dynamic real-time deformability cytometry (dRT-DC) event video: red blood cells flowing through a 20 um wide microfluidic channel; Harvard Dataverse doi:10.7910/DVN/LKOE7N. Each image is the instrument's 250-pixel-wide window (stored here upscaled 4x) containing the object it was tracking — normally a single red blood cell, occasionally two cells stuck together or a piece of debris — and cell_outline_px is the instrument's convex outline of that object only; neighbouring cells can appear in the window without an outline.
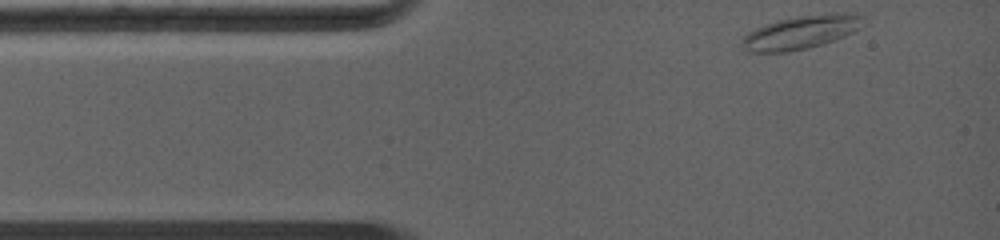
{"species": "common noctule bat (a hibernating species)", "species_latin": "Nyctalus noctula", "temperature_condition": "warm", "stored_images_in_passage": 54, "camera_frame_rate_fps": 5000, "um_per_image_px": 0.085, "animal": {"sex": "female", "body_mass_g": 19.0, "forearm_length_mm": 56.7}, "frame": {"image": 1, "passage_image": 1, "time_ms": 0.0, "image_size_px": [1000, 240], "cell_outline_px": [[868, 24], [844, 36], [808, 48], [788, 52], [744, 52], [740, 44], [740, 40], [748, 32], [764, 24], [776, 20], [796, 16], [832, 12], [856, 12], [864, 16]], "centroid_in_image_um": [68.12, 2.71], "position_along_channel_um": 16.9, "area_um2": 24.33}}
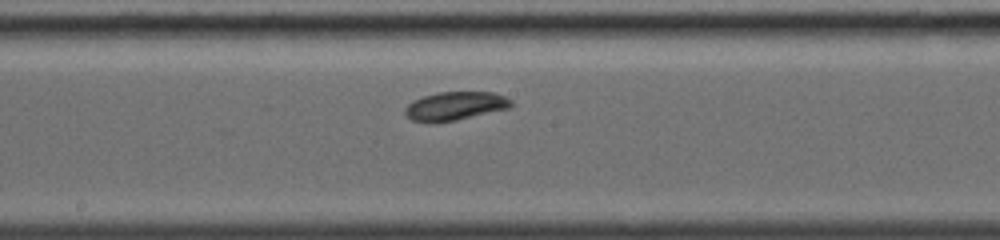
{"frame": {"image": 2, "passage_image": 28, "time_ms": 5.4, "image_size_px": [1000, 240], "cell_outline_px": [[512, 108], [456, 120], [412, 120], [404, 112], [404, 108], [412, 100], [436, 92], [492, 92], [504, 96], [512, 100]], "centroid_in_image_um": [38.75, 8.97], "position_along_channel_um": 209.5, "area_um2": 17.28}}
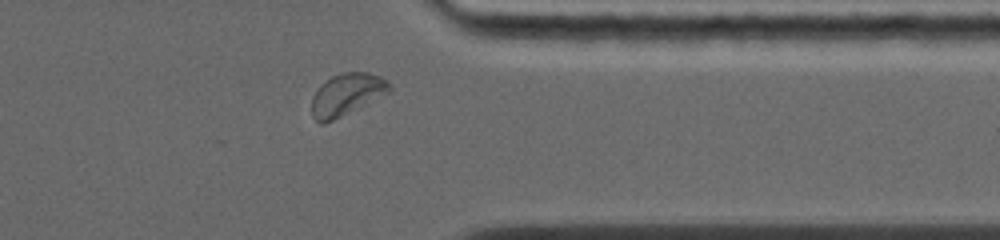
{"frame": {"image": 3, "passage_image": 48, "time_ms": 9.4, "image_size_px": [1000, 240], "cell_outline_px": [[392, 88], [388, 92], [324, 124], [320, 124], [312, 116], [312, 96], [320, 84], [332, 76], [344, 72], [368, 72], [380, 76], [388, 80]], "centroid_in_image_um": [29.44, 8.0], "position_along_channel_um": 382.0, "area_um2": 18.67}, "authors_computed_cell_mechanics": {"area_um2": 18.2937, "velocity_mm_per_s": 4.3867, "shape_relaxation_time_tau1_ms": 3.7233, "shape_relaxation_time_tau2_ms": 4.4416, "deformation_change_tau1": 0.0898, "deformation_change_tau2": 0.0651}}